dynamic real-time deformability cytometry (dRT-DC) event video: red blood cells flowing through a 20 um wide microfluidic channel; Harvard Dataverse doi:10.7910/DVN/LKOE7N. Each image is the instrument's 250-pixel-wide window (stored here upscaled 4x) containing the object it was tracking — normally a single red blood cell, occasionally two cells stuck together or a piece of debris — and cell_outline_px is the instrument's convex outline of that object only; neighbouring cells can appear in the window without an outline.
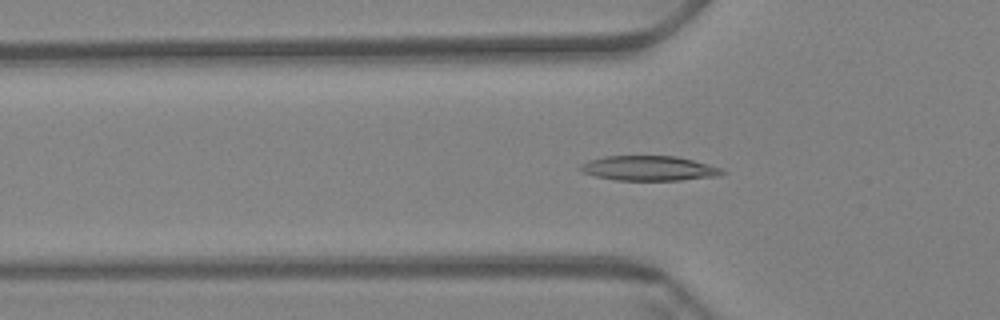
{"species": "Egyptian fruit bat (a non-hibernating species)", "species_latin": "Rousettus aegyptiacus", "temperature_condition": "warm", "stored_images_in_passage": 59, "camera_frame_rate_fps": 3000, "um_per_image_px": 0.085, "animal": {"sex": "female"}, "frame": {"image": 1, "passage_image": 19, "time_ms": 6.0, "image_size_px": [1000, 320], "cell_outline_px": [[724, 172], [720, 176], [680, 180], [616, 180], [596, 176], [580, 172], [576, 168], [580, 164], [588, 160], [604, 156], [676, 156], [692, 160], [720, 168]], "centroid_in_image_um": [55.08, 14.3], "position_along_channel_um": 70.7, "area_um2": 20.52}}
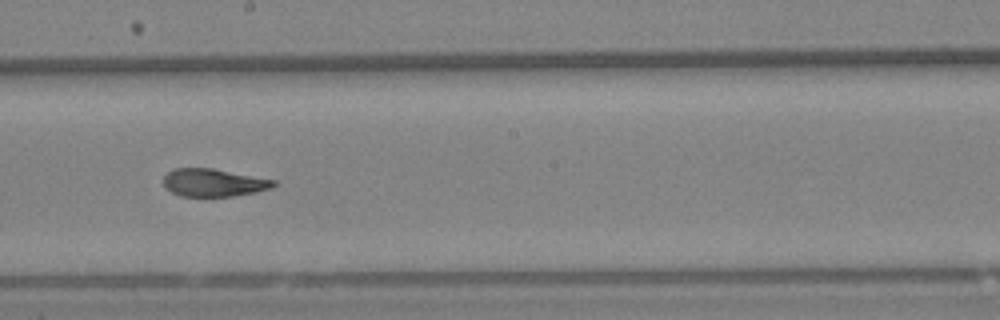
{"frame": {"image": 2, "passage_image": 33, "time_ms": 10.667, "image_size_px": [1000, 320], "cell_outline_px": [[276, 184], [272, 188], [256, 192], [232, 196], [180, 196], [164, 188], [164, 176], [168, 172], [176, 168], [212, 168], [276, 180]], "centroid_in_image_um": [18.16, 15.52], "position_along_channel_um": 230.0, "area_um2": 17.8}}
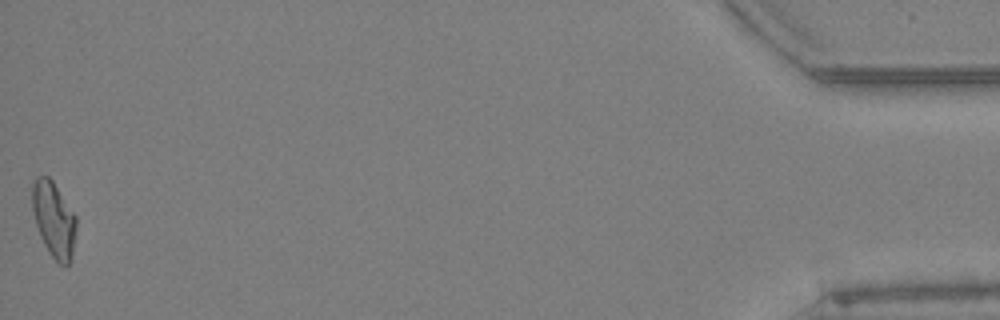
{"frame": {"image": 3, "passage_image": 59, "time_ms": 19.333, "image_size_px": [1000, 320], "cell_outline_px": [[76, 228], [72, 256], [68, 264], [64, 268], [48, 252], [40, 236], [36, 224], [32, 208], [32, 184], [36, 176], [48, 176], [52, 180], [76, 216]], "centroid_in_image_um": [4.57, 18.66], "position_along_channel_um": 430.6, "area_um2": 19.31}, "authors_computed_cell_mechanics": {"area_um2": 19.1896, "velocity_mm_per_s": 3.4196, "shape_relaxation_time_tau1_ms": null, "shape_relaxation_time_tau2_ms": 2.1108, "deformation_change_tau1": null, "deformation_change_tau2": 0.0894}}